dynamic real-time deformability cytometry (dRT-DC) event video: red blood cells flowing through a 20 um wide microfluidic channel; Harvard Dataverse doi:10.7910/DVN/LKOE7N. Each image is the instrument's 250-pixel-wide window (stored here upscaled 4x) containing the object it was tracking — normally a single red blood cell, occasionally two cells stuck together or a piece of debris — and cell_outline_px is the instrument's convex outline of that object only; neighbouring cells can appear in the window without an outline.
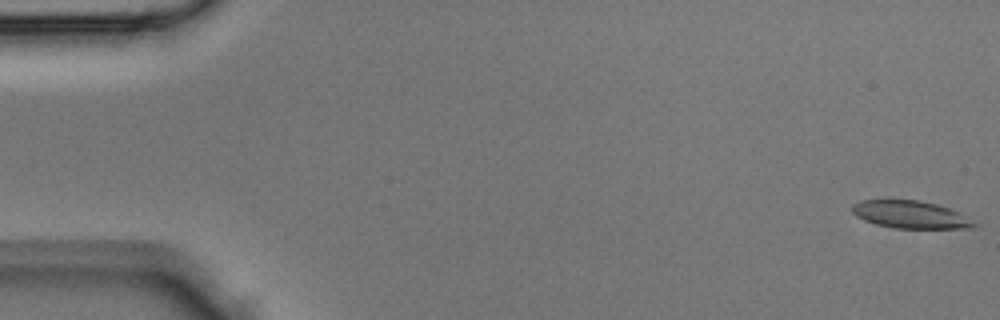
{"species": "Egyptian fruit bat (a non-hibernating species)", "species_latin": "Rousettus aegyptiacus", "temperature_condition": "room temperature", "stored_images_in_passage": 45, "camera_frame_rate_fps": 3000, "um_per_image_px": 0.085, "animal": {"sex": "male"}, "frame": {"image": 1, "passage_image": 1, "time_ms": 0.0, "image_size_px": [1000, 320], "cell_outline_px": [[980, 224], [972, 228], [896, 228], [876, 224], [864, 220], [856, 216], [852, 212], [852, 204], [860, 200], [920, 200], [936, 204], [960, 212]], "centroid_in_image_um": [77.42, 18.24], "position_along_channel_um": 7.6, "area_um2": 19.65}}
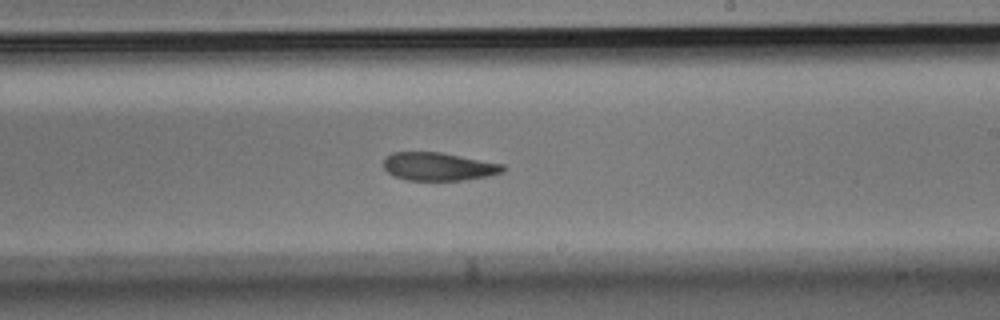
{"frame": {"image": 2, "passage_image": 26, "time_ms": 8.333, "image_size_px": [1000, 320], "cell_outline_px": [[504, 172], [488, 176], [464, 180], [408, 180], [396, 176], [388, 172], [384, 168], [384, 160], [392, 152], [440, 152], [504, 164]], "centroid_in_image_um": [37.3, 14.15], "position_along_channel_um": 251.7, "area_um2": 19.42}}
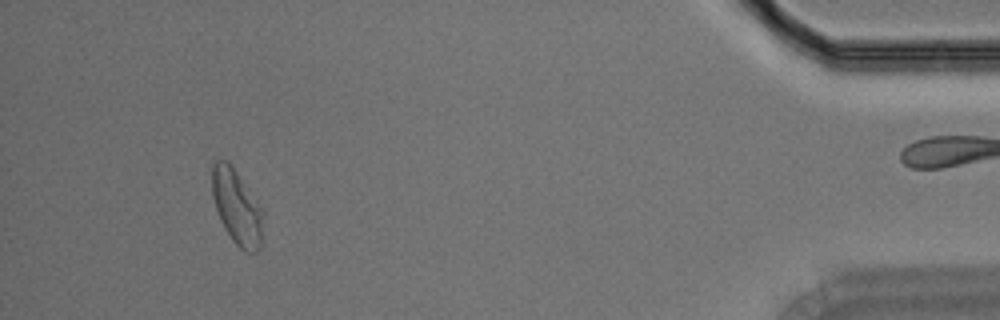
{"frame": {"image": 3, "passage_image": 41, "time_ms": 13.333, "image_size_px": [1000, 320], "cell_outline_px": [[264, 212], [260, 248], [256, 252], [244, 252], [232, 240], [224, 228], [220, 220], [212, 196], [212, 164], [216, 160], [228, 160], [232, 164]], "centroid_in_image_um": [20.13, 17.59], "position_along_channel_um": 415.1, "area_um2": 22.37}}